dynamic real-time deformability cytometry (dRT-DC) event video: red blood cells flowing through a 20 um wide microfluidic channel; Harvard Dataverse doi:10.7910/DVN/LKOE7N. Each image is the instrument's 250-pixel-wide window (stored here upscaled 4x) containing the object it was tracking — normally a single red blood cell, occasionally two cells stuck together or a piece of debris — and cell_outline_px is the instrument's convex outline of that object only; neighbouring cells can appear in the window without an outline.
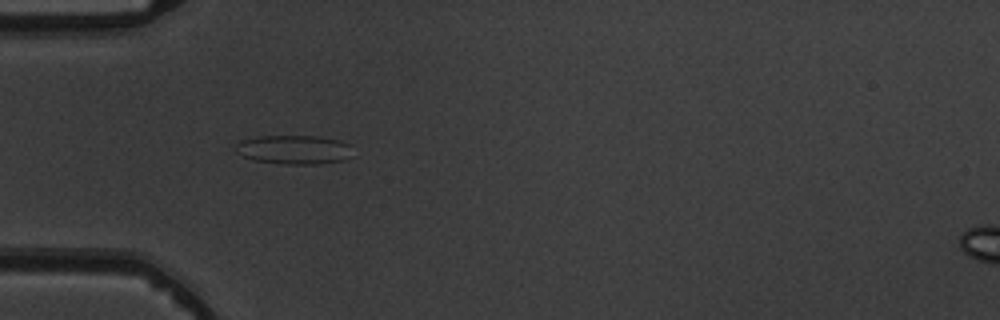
{"species": "common noctule bat (a hibernating species)", "species_latin": "Nyctalus noctula", "temperature_condition": "warm", "stored_images_in_passage": 7, "camera_frame_rate_fps": 3000, "um_per_image_px": 0.085, "animal": {"sex": "male", "body_mass_g": 19.5, "forearm_length_mm": 54.6}, "frame": {"image": 1, "passage_image": 5, "time_ms": 4.667, "image_size_px": [1000, 320], "cell_outline_px": [[352, 144], [344, 160], [320, 164], [284, 164], [252, 160], [236, 152], [236, 144], [240, 140], [260, 136], [320, 136], [340, 140]], "centroid_in_image_um": [24.96, 12.71], "position_along_channel_um": 60.0, "area_um2": 19.77}}
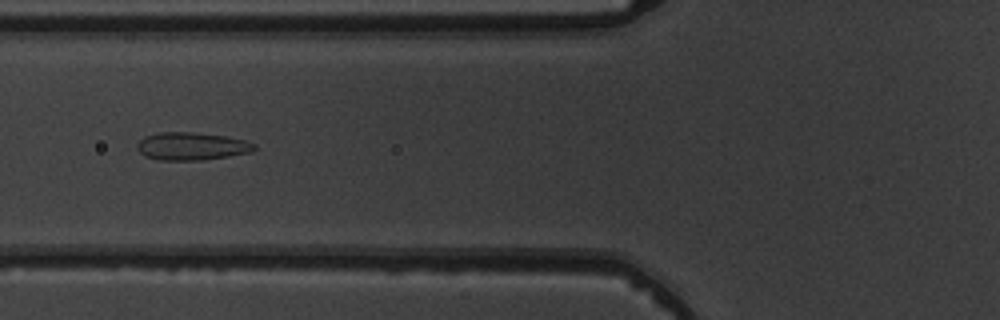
{"frame": {"image": 2, "passage_image": 6, "time_ms": 6.0, "image_size_px": [1000, 320], "cell_outline_px": [[256, 148], [252, 152], [204, 160], [156, 160], [144, 156], [136, 148], [136, 144], [144, 136], [160, 132], [192, 132], [224, 136], [244, 140], [256, 144]], "centroid_in_image_um": [16.26, 12.43], "position_along_channel_um": 109.5, "area_um2": 19.07}}